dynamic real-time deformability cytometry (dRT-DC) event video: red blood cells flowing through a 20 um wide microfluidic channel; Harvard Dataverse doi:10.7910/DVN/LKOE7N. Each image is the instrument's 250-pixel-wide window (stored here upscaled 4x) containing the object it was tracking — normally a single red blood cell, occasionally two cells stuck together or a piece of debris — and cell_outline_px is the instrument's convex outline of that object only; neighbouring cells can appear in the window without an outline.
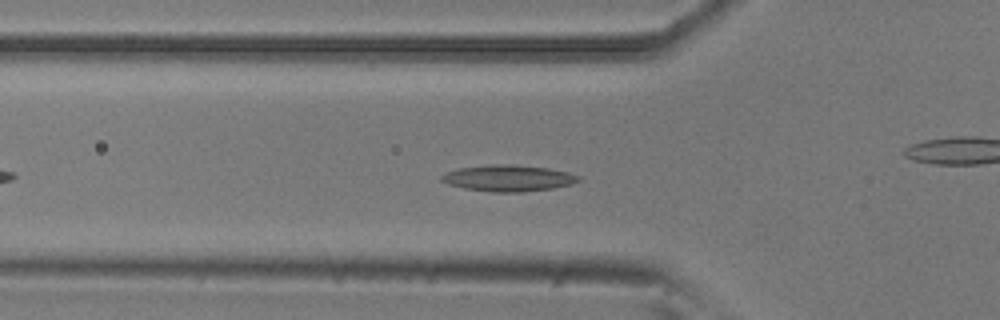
{"species": "common noctule bat (a hibernating species)", "species_latin": "Nyctalus noctula", "temperature_condition": "room temperature", "stored_images_in_passage": 45, "camera_frame_rate_fps": 3000, "um_per_image_px": 0.085, "animal": {"sex": "male", "body_mass_g": 20.5, "forearm_length_mm": 52.5}, "frame": {"image": 1, "passage_image": 9, "time_ms": 2.667, "image_size_px": [1000, 320], "cell_outline_px": [[580, 180], [572, 184], [552, 188], [520, 192], [492, 192], [464, 188], [448, 184], [440, 180], [440, 176], [448, 172], [460, 168], [492, 164], [508, 164], [548, 168], [568, 172], [580, 176]], "centroid_in_image_um": [43.21, 15.14], "position_along_channel_um": 82.6, "area_um2": 20.87}}
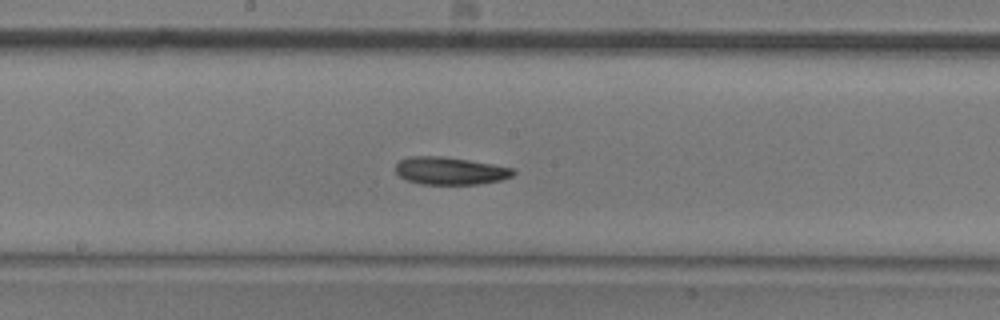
{"frame": {"image": 2, "passage_image": 19, "time_ms": 6.0, "image_size_px": [1000, 320], "cell_outline_px": [[516, 172], [512, 176], [500, 180], [480, 184], [420, 184], [404, 180], [396, 172], [396, 164], [400, 160], [408, 156], [440, 156], [468, 160], [492, 164], [512, 168]], "centroid_in_image_um": [38.22, 14.52], "position_along_channel_um": 210.0, "area_um2": 18.9}}
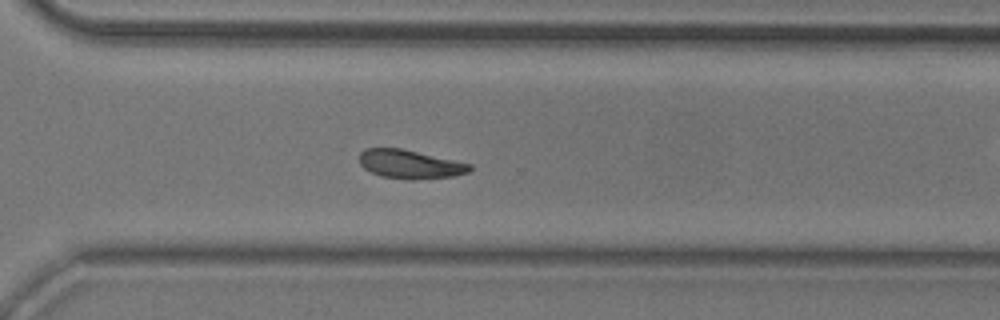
{"frame": {"image": 3, "passage_image": 29, "time_ms": 9.333, "image_size_px": [1000, 320], "cell_outline_px": [[472, 168], [468, 172], [452, 176], [412, 180], [380, 176], [364, 168], [360, 164], [360, 152], [364, 148], [404, 148], [472, 164]], "centroid_in_image_um": [34.85, 13.94], "position_along_channel_um": 335.8, "area_um2": 18.55}, "authors_computed_cell_mechanics": {"area_um2": 18.785, "velocity_mm_per_s": 3.7908, "shape_relaxation_time_tau1_ms": 9.3123, "shape_relaxation_time_tau2_ms": null, "deformation_change_tau1": 0.1712, "deformation_change_tau2": null}}